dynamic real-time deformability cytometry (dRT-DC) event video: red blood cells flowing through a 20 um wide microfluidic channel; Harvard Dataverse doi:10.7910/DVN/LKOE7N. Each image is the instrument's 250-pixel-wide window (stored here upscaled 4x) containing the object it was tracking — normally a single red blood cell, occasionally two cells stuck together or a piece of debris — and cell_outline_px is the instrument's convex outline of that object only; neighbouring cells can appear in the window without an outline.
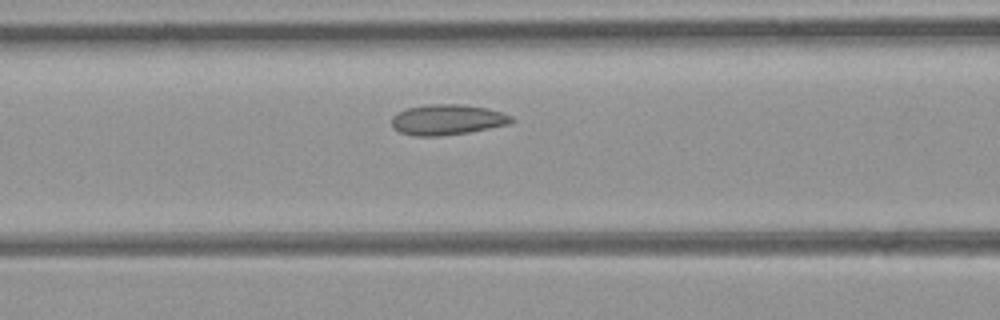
{"species": "common noctule bat (a hibernating species)", "species_latin": "Nyctalus noctula", "temperature_condition": "room temperature", "stored_images_in_passage": 20, "camera_frame_rate_fps": 3000, "um_per_image_px": 0.085, "animal": {"sex": "female", "body_mass_g": 21.9}, "frame": {"image": 1, "passage_image": 10, "time_ms": 3.0, "image_size_px": [1000, 320], "cell_outline_px": [[512, 120], [508, 124], [468, 132], [440, 136], [416, 136], [400, 132], [392, 128], [392, 116], [408, 108], [432, 104], [460, 104], [484, 108], [500, 112], [512, 116]], "centroid_in_image_um": [37.98, 10.18], "position_along_channel_um": 128.6, "area_um2": 20.87}}
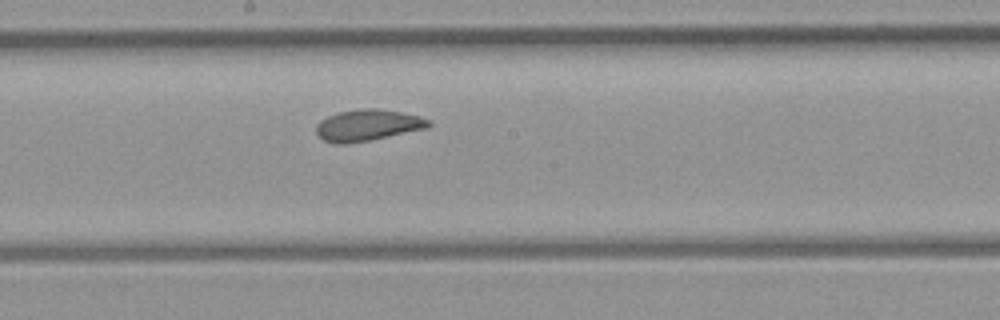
{"frame": {"image": 2, "passage_image": 16, "time_ms": 5.0, "image_size_px": [1000, 320], "cell_outline_px": [[432, 124], [428, 128], [368, 140], [344, 144], [336, 144], [324, 140], [316, 132], [316, 124], [320, 120], [328, 116], [340, 112], [364, 108], [376, 108], [400, 112], [420, 116], [428, 120]], "centroid_in_image_um": [31.25, 10.64], "position_along_channel_um": 217.0, "area_um2": 20.29}}
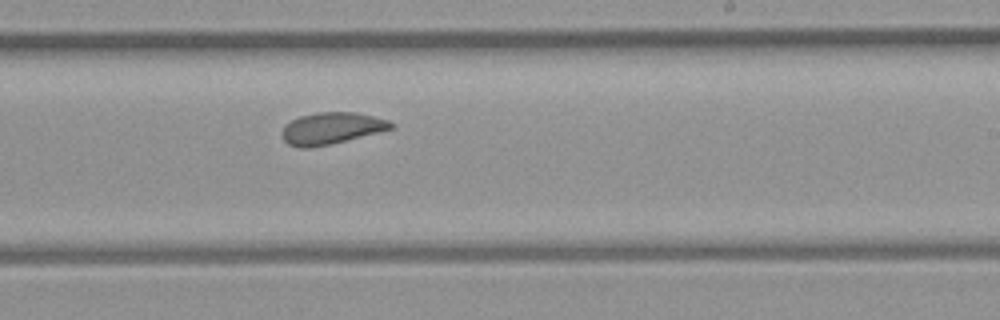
{"frame": {"image": 3, "passage_image": 19, "time_ms": 6.0, "image_size_px": [1000, 320], "cell_outline_px": [[396, 128], [332, 144], [312, 148], [300, 148], [288, 144], [284, 140], [284, 128], [292, 120], [300, 116], [316, 112], [356, 112], [388, 120], [396, 124]], "centroid_in_image_um": [28.24, 10.91], "position_along_channel_um": 260.8, "area_um2": 20.17}}